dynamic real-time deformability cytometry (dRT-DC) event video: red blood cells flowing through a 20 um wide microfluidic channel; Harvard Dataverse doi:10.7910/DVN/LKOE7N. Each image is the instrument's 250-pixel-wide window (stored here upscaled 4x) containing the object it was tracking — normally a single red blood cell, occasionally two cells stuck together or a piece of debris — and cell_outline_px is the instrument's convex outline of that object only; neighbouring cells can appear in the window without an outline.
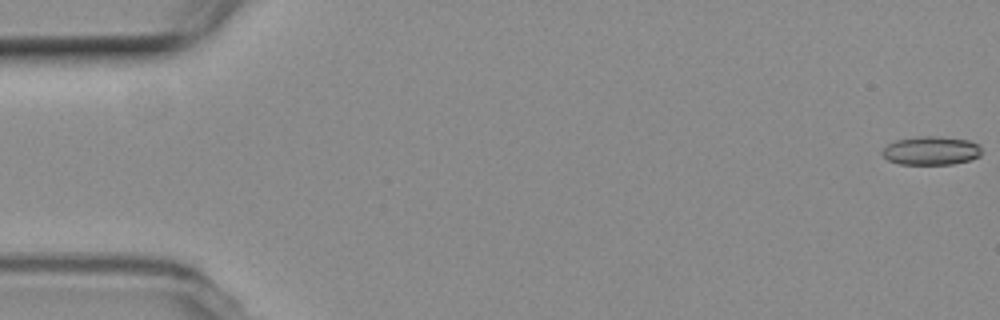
{"species": "common noctule bat (a hibernating species)", "species_latin": "Nyctalus noctula", "temperature_condition": "room temperature", "stored_images_in_passage": 55, "camera_frame_rate_fps": 3000, "um_per_image_px": 0.085, "animal": {"sex": "female", "body_mass_g": 19.3, "forearm_length_mm": 54.1}, "frame": {"image": 1, "passage_image": 1, "time_ms": 0.0, "image_size_px": [1000, 320], "cell_outline_px": [[980, 156], [972, 160], [952, 164], [900, 164], [888, 160], [880, 152], [888, 144], [896, 140], [920, 136], [936, 136], [968, 140], [980, 144]], "centroid_in_image_um": [79.16, 12.81], "position_along_channel_um": 5.8, "area_um2": 16.59}}
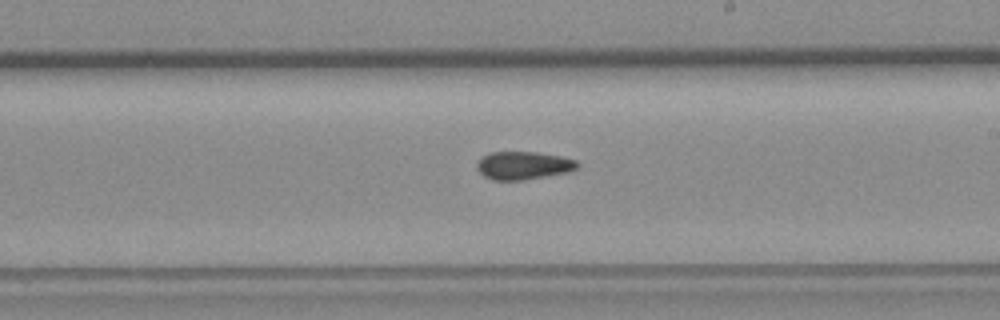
{"frame": {"image": 2, "passage_image": 32, "time_ms": 10.333, "image_size_px": [1000, 320], "cell_outline_px": [[580, 164], [576, 168], [568, 172], [524, 180], [492, 180], [484, 176], [476, 168], [476, 164], [480, 156], [492, 152], [536, 152], [560, 156], [576, 160]], "centroid_in_image_um": [44.45, 14.06], "position_along_channel_um": 244.5, "area_um2": 16.47}}
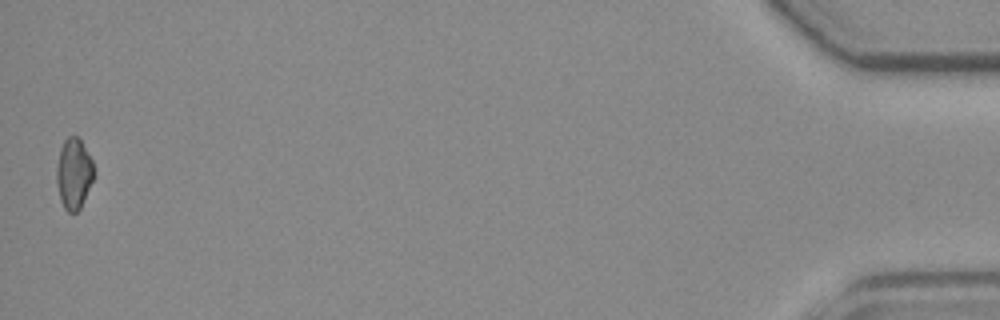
{"frame": {"image": 3, "passage_image": 55, "time_ms": 18.0, "image_size_px": [1000, 320], "cell_outline_px": [[92, 180], [80, 208], [76, 212], [68, 212], [64, 208], [60, 200], [56, 180], [56, 168], [60, 148], [64, 140], [68, 136], [76, 136], [80, 140], [92, 160]], "centroid_in_image_um": [6.23, 14.75], "position_along_channel_um": 429.0, "area_um2": 15.03}, "authors_computed_cell_mechanics": {"area_um2": 16.4152, "velocity_mm_per_s": 3.7331, "shape_relaxation_time_tau1_ms": 8.2561, "shape_relaxation_time_tau2_ms": 2.9507, "deformation_change_tau1": 0.1314, "deformation_change_tau2": 0.0916}}